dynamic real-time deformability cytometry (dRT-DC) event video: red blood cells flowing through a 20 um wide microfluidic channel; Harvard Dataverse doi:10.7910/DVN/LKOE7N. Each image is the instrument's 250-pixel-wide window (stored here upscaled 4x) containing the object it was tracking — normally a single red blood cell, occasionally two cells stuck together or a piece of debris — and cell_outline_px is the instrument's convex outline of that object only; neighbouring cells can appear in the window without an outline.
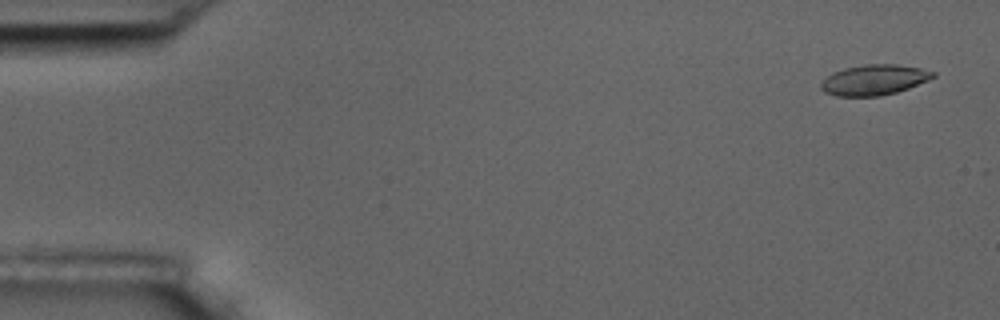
{"species": "common noctule bat (a hibernating species)", "species_latin": "Nyctalus noctula", "temperature_condition": "room temperature", "stored_images_in_passage": 20, "camera_frame_rate_fps": 3000, "um_per_image_px": 0.085, "animal": {"sex": "male", "body_mass_g": 17.5, "forearm_length_mm": 52.3}, "frame": {"image": 1, "passage_image": 1, "time_ms": 0.0, "image_size_px": [1000, 320], "cell_outline_px": [[936, 76], [928, 80], [908, 88], [896, 92], [880, 96], [836, 96], [824, 92], [820, 88], [820, 84], [832, 72], [844, 68], [864, 64], [896, 64], [920, 68], [936, 72]], "centroid_in_image_um": [74.29, 6.78], "position_along_channel_um": 10.7, "area_um2": 19.88}}
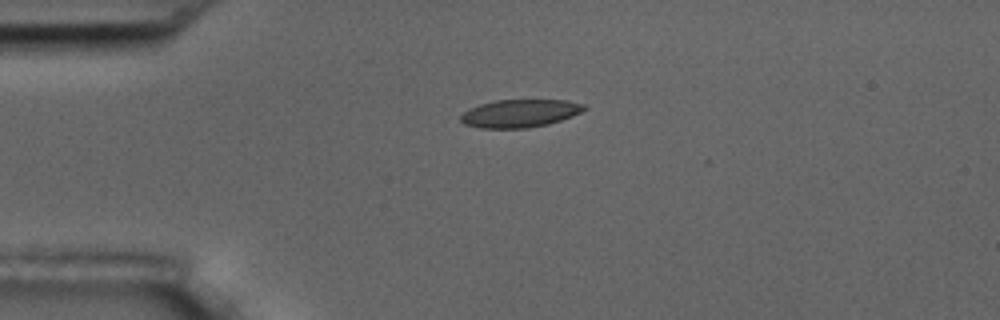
{"frame": {"image": 2, "passage_image": 12, "time_ms": 3.667, "image_size_px": [1000, 320], "cell_outline_px": [[588, 108], [572, 116], [548, 124], [528, 128], [480, 128], [464, 124], [460, 120], [460, 116], [468, 108], [480, 104], [496, 100], [568, 100], [584, 104]], "centroid_in_image_um": [44.18, 9.63], "position_along_channel_um": 40.8, "area_um2": 20.11}}